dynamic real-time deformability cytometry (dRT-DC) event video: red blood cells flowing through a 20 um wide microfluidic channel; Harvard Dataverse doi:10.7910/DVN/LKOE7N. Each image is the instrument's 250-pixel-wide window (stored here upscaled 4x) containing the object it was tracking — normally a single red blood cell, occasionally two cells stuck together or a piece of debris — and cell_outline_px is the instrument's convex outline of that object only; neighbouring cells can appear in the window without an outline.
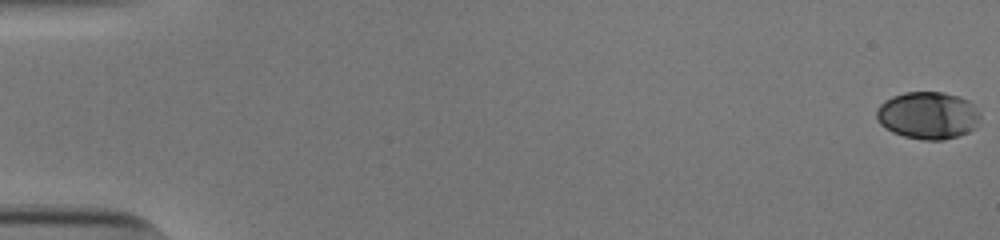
{"species": "human", "species_latin": "Homo sapiens", "temperature_condition": "cold", "stored_images_in_passage": 55, "camera_frame_rate_fps": 3000, "um_per_image_px": 0.085, "donor": {"sex": "male"}, "frame": {"image": 1, "passage_image": 1, "time_ms": 0.0, "image_size_px": [1000, 240], "cell_outline_px": [[980, 120], [976, 128], [968, 132], [944, 140], [924, 140], [904, 136], [892, 132], [880, 124], [876, 116], [876, 112], [880, 104], [884, 100], [892, 96], [904, 92], [944, 92], [960, 96], [968, 100], [980, 112]], "centroid_in_image_um": [78.89, 9.8], "position_along_channel_um": 6.1, "area_um2": 28.84}}
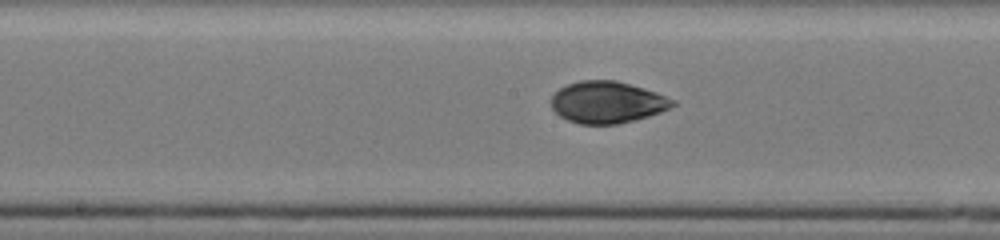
{"frame": {"image": 2, "passage_image": 30, "time_ms": 9.667, "image_size_px": [1000, 240], "cell_outline_px": [[676, 104], [660, 112], [648, 116], [616, 124], [580, 124], [568, 120], [560, 116], [552, 108], [552, 96], [560, 88], [568, 84], [580, 80], [616, 80], [644, 88], [656, 92], [676, 100]], "centroid_in_image_um": [51.62, 8.68], "position_along_channel_um": 196.6, "area_um2": 29.36}}
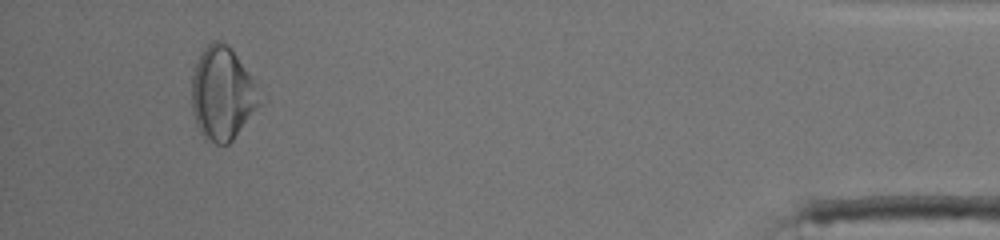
{"frame": {"image": 3, "passage_image": 52, "time_ms": 17.0, "image_size_px": [1000, 240], "cell_outline_px": [[260, 104], [232, 140], [228, 144], [216, 144], [204, 140], [196, 124], [192, 112], [192, 76], [200, 52], [212, 40], [220, 40], [228, 44], [232, 48], [256, 84]], "centroid_in_image_um": [18.86, 7.95], "position_along_channel_um": 416.3, "area_um2": 36.7}, "authors_computed_cell_mechanics": {"area_um2": 29.5358, "velocity_mm_per_s": 3.839, "shape_relaxation_time_tau1_ms": 7.3693, "shape_relaxation_time_tau2_ms": 1.3118, "deformation_change_tau1": 0.2021, "deformation_change_tau2": 0.0435}}